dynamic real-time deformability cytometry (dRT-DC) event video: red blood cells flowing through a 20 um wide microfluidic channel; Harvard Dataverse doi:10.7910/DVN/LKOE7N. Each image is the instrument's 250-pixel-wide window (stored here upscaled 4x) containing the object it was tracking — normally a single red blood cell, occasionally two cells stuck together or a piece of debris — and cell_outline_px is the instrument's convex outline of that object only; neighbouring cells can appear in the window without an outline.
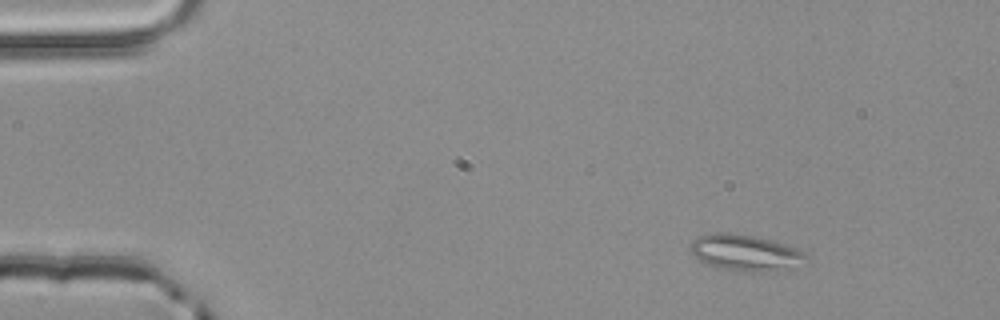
{"species": "common noctule bat (a hibernating species)", "species_latin": "Nyctalus noctula", "temperature_condition": "room temperature", "stored_images_in_passage": 4, "camera_frame_rate_fps": 3000, "um_per_image_px": 0.085, "animal": {"sex": "male", "body_mass_g": 20.4}, "frame": {"image": 1, "passage_image": 2, "time_ms": 0.333, "image_size_px": [1000, 320], "cell_outline_px": [[808, 260], [796, 268], [776, 272], [748, 272], [720, 268], [708, 264], [700, 260], [692, 252], [688, 244], [692, 240], [700, 236], [712, 232], [728, 232], [752, 236], [772, 240], [796, 248], [804, 252], [808, 256]], "centroid_in_image_um": [63.41, 21.5], "position_along_channel_um": 21.6, "area_um2": 24.8}}
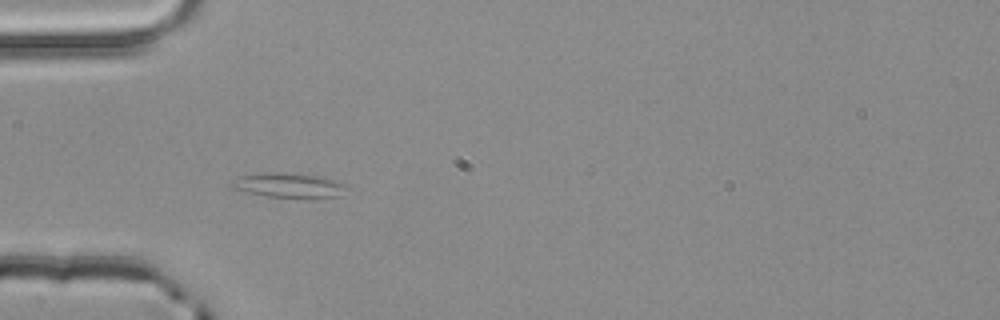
{"frame": {"image": 2, "passage_image": 4, "time_ms": 1.0, "image_size_px": [1000, 320], "cell_outline_px": [[348, 188], [340, 196], [308, 200], [264, 196], [232, 188], [228, 184], [232, 180], [240, 176], [264, 172], [268, 172], [324, 176], [344, 184]], "centroid_in_image_um": [24.58, 15.79], "position_along_channel_um": 60.4, "area_um2": 17.11}}